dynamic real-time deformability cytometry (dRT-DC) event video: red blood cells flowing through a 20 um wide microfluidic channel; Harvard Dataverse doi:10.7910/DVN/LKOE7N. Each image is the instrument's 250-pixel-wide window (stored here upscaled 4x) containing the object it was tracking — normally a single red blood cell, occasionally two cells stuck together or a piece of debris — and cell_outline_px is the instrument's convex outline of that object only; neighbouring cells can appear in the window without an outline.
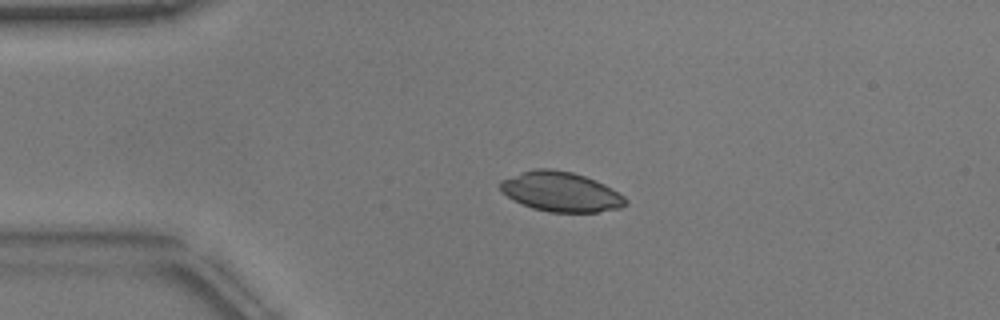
{"species": "common noctule bat (a hibernating species)", "species_latin": "Nyctalus noctula", "temperature_condition": "warm", "stored_images_in_passage": 18, "camera_frame_rate_fps": 3000, "um_per_image_px": 0.085, "animal": {"sex": "male", "body_mass_g": 17.9}, "frame": {"image": 1, "passage_image": 11, "time_ms": 3.333, "image_size_px": [1000, 320], "cell_outline_px": [[628, 204], [620, 208], [600, 212], [548, 212], [532, 208], [508, 196], [500, 188], [500, 180], [536, 168], [548, 168], [572, 172], [596, 180], [612, 188], [624, 196], [628, 200]], "centroid_in_image_um": [47.73, 16.3], "position_along_channel_um": 37.3, "area_um2": 28.84}}